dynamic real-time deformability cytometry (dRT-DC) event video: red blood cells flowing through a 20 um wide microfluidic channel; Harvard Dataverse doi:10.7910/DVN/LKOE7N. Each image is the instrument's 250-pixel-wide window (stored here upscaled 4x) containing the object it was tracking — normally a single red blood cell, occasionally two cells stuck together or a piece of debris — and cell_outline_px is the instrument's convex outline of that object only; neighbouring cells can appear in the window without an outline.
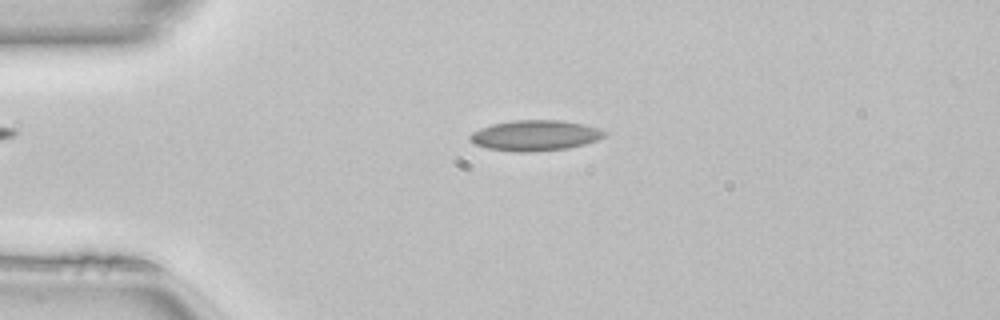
{"species": "common noctule bat (a hibernating species)", "species_latin": "Nyctalus noctula", "temperature_condition": "room temperature", "stored_images_in_passage": 48, "camera_frame_rate_fps": 3000, "um_per_image_px": 0.085, "animal": {"sex": "female", "body_mass_g": 22.7, "forearm_length_mm": 54.2}, "frame": {"image": 1, "passage_image": 10, "time_ms": 3.0, "image_size_px": [1000, 320], "cell_outline_px": [[608, 132], [604, 136], [596, 140], [584, 144], [568, 148], [532, 152], [516, 152], [488, 148], [476, 144], [468, 140], [468, 136], [472, 132], [480, 128], [492, 124], [512, 120], [560, 120], [584, 124]], "centroid_in_image_um": [45.46, 11.51], "position_along_channel_um": 39.5, "area_um2": 23.93}}
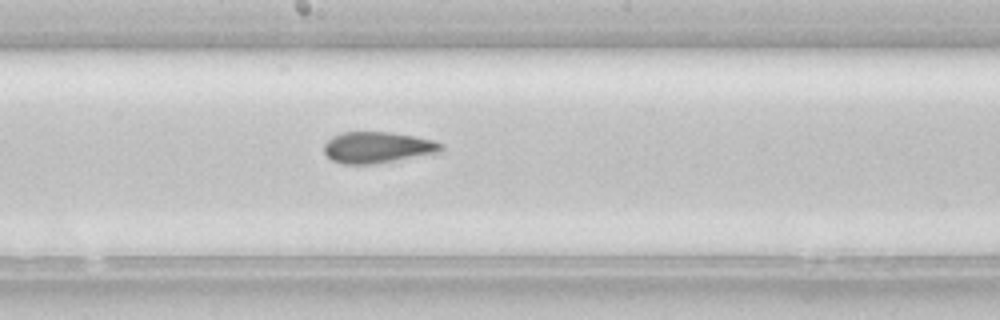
{"frame": {"image": 2, "passage_image": 25, "time_ms": 8.0, "image_size_px": [1000, 320], "cell_outline_px": [[444, 148], [440, 152], [372, 164], [340, 164], [332, 160], [324, 152], [324, 144], [332, 136], [340, 132], [388, 132], [412, 136], [432, 140], [444, 144]], "centroid_in_image_um": [32.05, 12.53], "position_along_channel_um": 216.1, "area_um2": 21.15}}
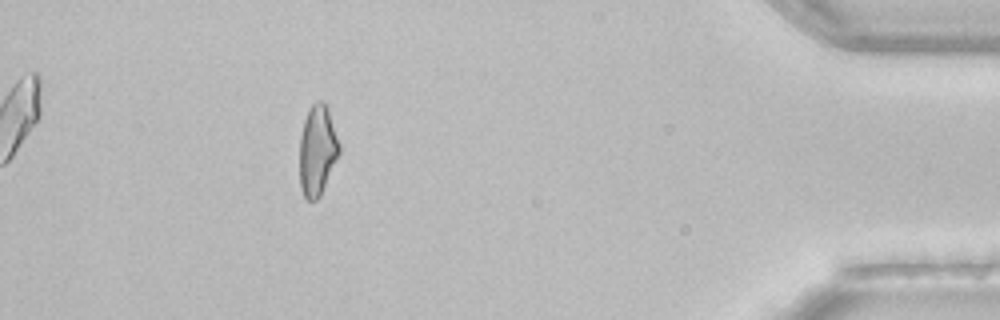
{"frame": {"image": 3, "passage_image": 43, "time_ms": 14.0, "image_size_px": [1000, 320], "cell_outline_px": [[340, 152], [320, 196], [316, 200], [308, 200], [304, 196], [300, 188], [300, 136], [304, 120], [308, 108], [312, 104], [320, 100], [328, 108], [340, 144]], "centroid_in_image_um": [26.97, 12.77], "position_along_channel_um": 408.2, "area_um2": 20.81}, "authors_computed_cell_mechanics": {"area_um2": 21.6461, "velocity_mm_per_s": 4.1231, "shape_relaxation_time_tau1_ms": null, "shape_relaxation_time_tau2_ms": 2.0493, "deformation_change_tau1": null, "deformation_change_tau2": 0.0969}}